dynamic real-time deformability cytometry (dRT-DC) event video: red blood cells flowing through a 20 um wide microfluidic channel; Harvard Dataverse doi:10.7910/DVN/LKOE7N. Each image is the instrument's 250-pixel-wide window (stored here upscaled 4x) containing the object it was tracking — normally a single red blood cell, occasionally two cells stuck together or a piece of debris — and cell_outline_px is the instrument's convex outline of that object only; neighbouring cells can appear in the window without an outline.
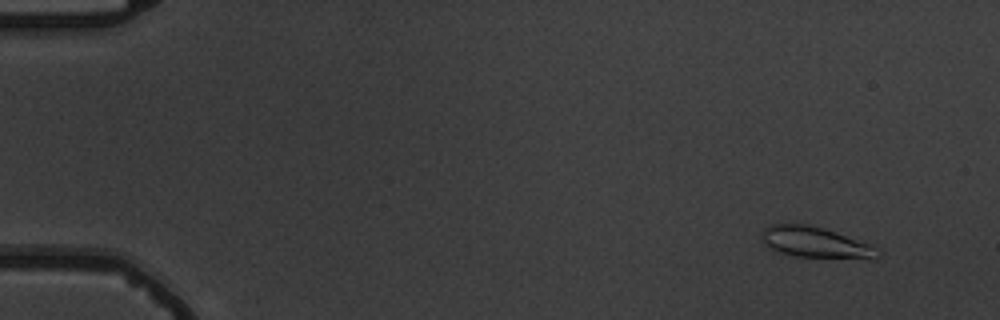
{"species": "common noctule bat (a hibernating species)", "species_latin": "Nyctalus noctula", "temperature_condition": "warm", "stored_images_in_passage": 7, "camera_frame_rate_fps": 3000, "um_per_image_px": 0.085, "animal": {"sex": "male", "body_mass_g": 19.5, "forearm_length_mm": 54.6}, "frame": {"image": 1, "passage_image": 2, "time_ms": 1.0, "image_size_px": [1000, 320], "cell_outline_px": [[884, 252], [876, 260], [872, 260], [796, 256], [776, 252], [764, 244], [760, 232], [764, 228], [772, 224], [808, 224], [824, 228], [872, 244]], "centroid_in_image_um": [69.41, 20.63], "position_along_channel_um": 15.6, "area_um2": 21.62}}